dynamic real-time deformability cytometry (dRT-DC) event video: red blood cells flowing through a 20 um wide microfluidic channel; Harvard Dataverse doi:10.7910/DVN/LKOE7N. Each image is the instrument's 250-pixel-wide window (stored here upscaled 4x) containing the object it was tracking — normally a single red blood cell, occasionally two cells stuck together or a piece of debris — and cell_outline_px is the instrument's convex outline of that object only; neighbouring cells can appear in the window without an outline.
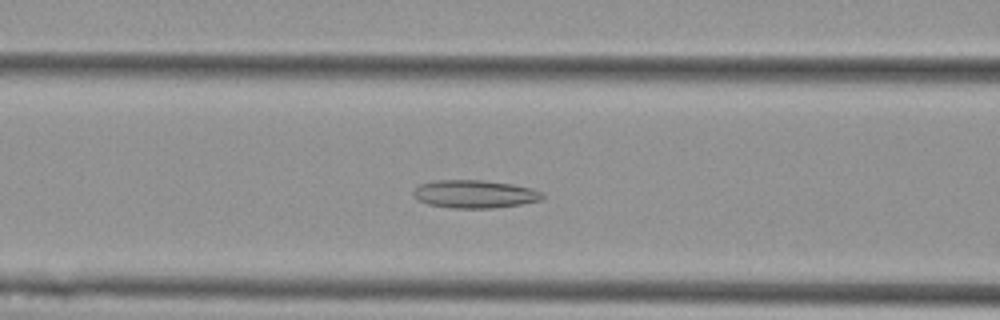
{"species": "Egyptian fruit bat (a non-hibernating species)", "species_latin": "Rousettus aegyptiacus", "temperature_condition": "cold", "stored_images_in_passage": 51, "camera_frame_rate_fps": 3000, "um_per_image_px": 0.085, "animal": {"sex": "female"}, "frame": {"image": 1, "passage_image": 18, "time_ms": 5.667, "image_size_px": [1000, 320], "cell_outline_px": [[544, 196], [540, 200], [520, 204], [492, 208], [452, 208], [428, 204], [412, 196], [412, 192], [420, 184], [436, 180], [484, 180], [512, 184], [532, 188], [544, 192]], "centroid_in_image_um": [40.35, 16.49], "position_along_channel_um": 126.2, "area_um2": 21.04}}
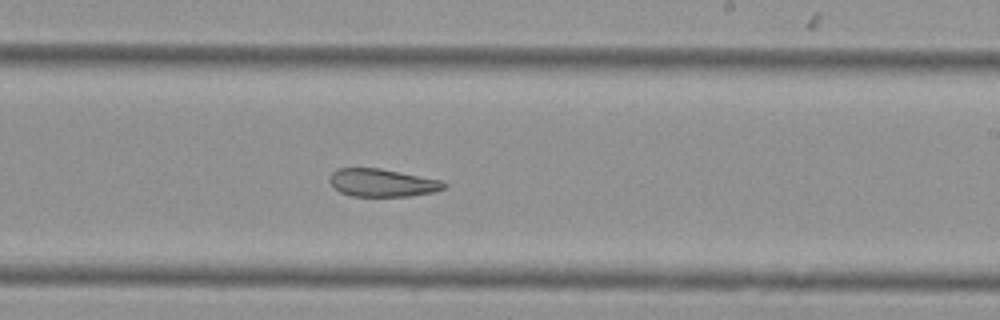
{"frame": {"image": 2, "passage_image": 29, "time_ms": 9.333, "image_size_px": [1000, 320], "cell_outline_px": [[448, 184], [444, 188], [436, 192], [408, 196], [352, 196], [340, 192], [328, 180], [332, 172], [336, 168], [380, 168], [444, 180]], "centroid_in_image_um": [32.53, 15.53], "position_along_channel_um": 256.5, "area_um2": 18.73}}
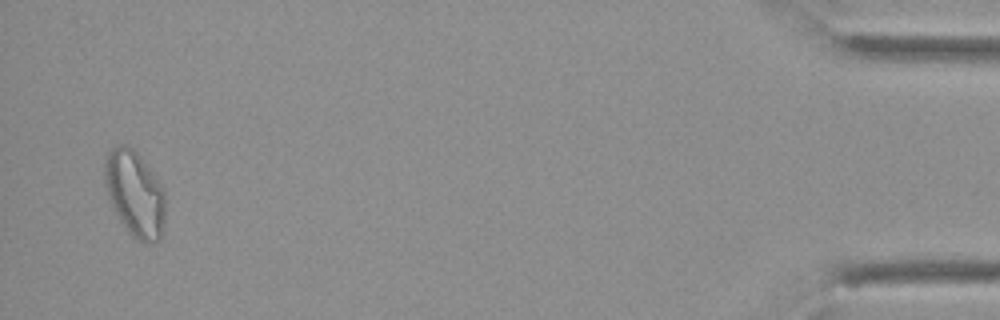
{"frame": {"image": 3, "passage_image": 50, "time_ms": 16.333, "image_size_px": [1000, 320], "cell_outline_px": [[164, 224], [160, 240], [148, 244], [144, 244], [132, 236], [128, 232], [120, 220], [108, 196], [104, 180], [104, 160], [108, 148], [116, 144], [128, 144], [140, 156], [164, 188]], "centroid_in_image_um": [11.44, 16.44], "position_along_channel_um": 423.8, "area_um2": 30.63}, "authors_computed_cell_mechanics": {"area_um2": 22.8888, "velocity_mm_per_s": 3.5707, "shape_relaxation_time_tau1_ms": null, "shape_relaxation_time_tau2_ms": 3.8436, "deformation_change_tau1": null, "deformation_change_tau2": 0.1226}}